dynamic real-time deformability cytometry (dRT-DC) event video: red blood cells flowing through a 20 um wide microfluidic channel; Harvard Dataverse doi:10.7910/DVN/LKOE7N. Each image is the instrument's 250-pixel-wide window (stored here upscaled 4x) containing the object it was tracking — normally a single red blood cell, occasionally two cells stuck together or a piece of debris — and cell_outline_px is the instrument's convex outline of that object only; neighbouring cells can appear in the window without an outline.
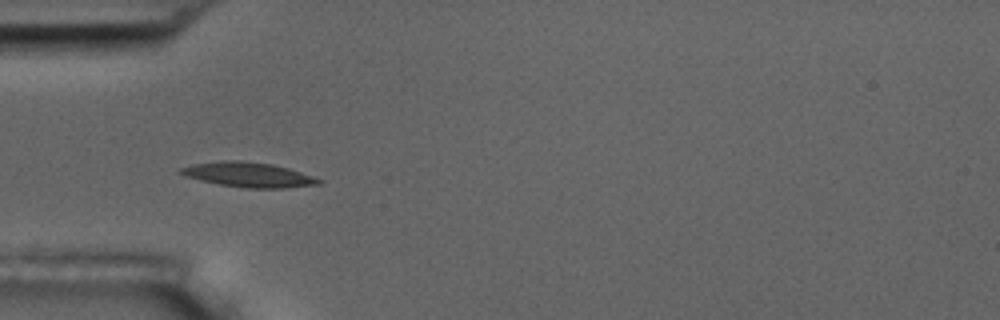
{"species": "common noctule bat (a hibernating species)", "species_latin": "Nyctalus noctula", "temperature_condition": "room temperature", "stored_images_in_passage": 11, "camera_frame_rate_fps": 3000, "um_per_image_px": 0.085, "animal": {"sex": "male", "body_mass_g": 17.5, "forearm_length_mm": 52.3}, "frame": {"image": 1, "passage_image": 1, "time_ms": 0.0, "image_size_px": [1000, 320], "cell_outline_px": [[324, 180], [320, 184], [284, 188], [248, 188], [220, 184], [200, 180], [184, 176], [180, 172], [180, 168], [196, 164], [228, 160], [240, 160], [272, 164], [288, 168]], "centroid_in_image_um": [21.16, 14.85], "position_along_channel_um": 63.8, "area_um2": 19.65}}
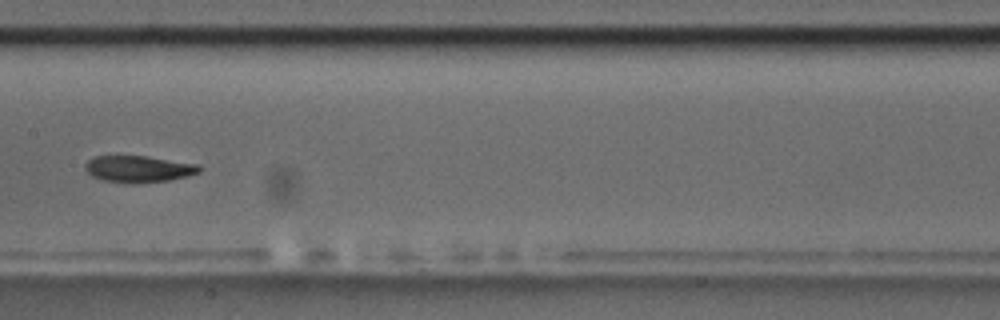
{"frame": {"image": 2, "passage_image": 4, "time_ms": 3.667, "image_size_px": [1000, 320], "cell_outline_px": [[204, 168], [200, 172], [188, 176], [168, 180], [136, 184], [128, 184], [104, 180], [92, 176], [84, 168], [84, 164], [88, 160], [96, 156], [148, 156], [200, 164]], "centroid_in_image_um": [11.83, 14.36], "position_along_channel_um": 195.6, "area_um2": 18.03}}
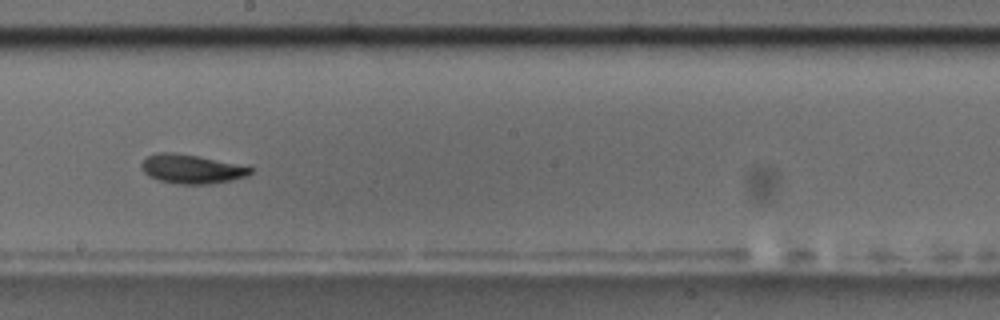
{"frame": {"image": 3, "passage_image": 5, "time_ms": 4.667, "image_size_px": [1000, 320], "cell_outline_px": [[256, 168], [248, 176], [232, 180], [208, 184], [176, 184], [160, 180], [148, 176], [140, 168], [140, 164], [148, 156], [156, 152], [176, 152], [248, 164]], "centroid_in_image_um": [16.38, 14.34], "position_along_channel_um": 231.8, "area_um2": 19.13}, "authors_computed_cell_mechanics": {"area_um2": 18.207, "velocity_mm_per_s": 3.6366, "shape_relaxation_time_tau1_ms": 2.2029, "shape_relaxation_time_tau2_ms": null, "deformation_change_tau1": 0.0917, "deformation_change_tau2": null}}